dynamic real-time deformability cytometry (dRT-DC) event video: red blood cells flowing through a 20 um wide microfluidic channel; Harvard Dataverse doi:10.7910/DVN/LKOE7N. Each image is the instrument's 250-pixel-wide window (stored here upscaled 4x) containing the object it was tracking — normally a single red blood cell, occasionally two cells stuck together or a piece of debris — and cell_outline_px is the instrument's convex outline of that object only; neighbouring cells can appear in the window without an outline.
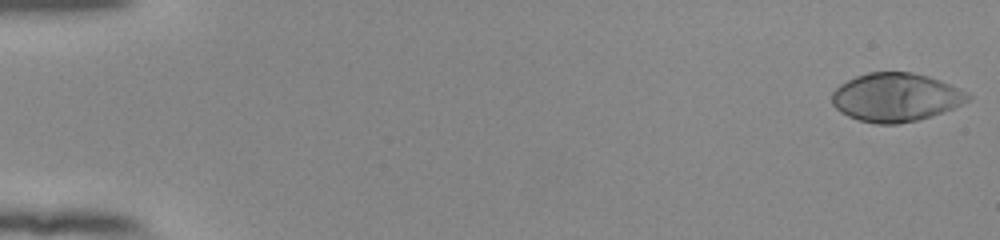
{"species": "human", "species_latin": "Homo sapiens", "temperature_condition": "room temperature", "stored_images_in_passage": 54, "camera_frame_rate_fps": 3000, "um_per_image_px": 0.085, "donor": {"sex": "female"}, "frame": {"image": 1, "passage_image": 1, "time_ms": 0.0, "image_size_px": [1000, 240], "cell_outline_px": [[972, 96], [968, 100], [952, 108], [932, 116], [916, 120], [896, 124], [876, 124], [860, 120], [848, 116], [840, 112], [832, 104], [832, 92], [840, 84], [856, 76], [868, 72], [912, 72], [928, 76], [940, 80], [968, 92]], "centroid_in_image_um": [76.13, 8.26], "position_along_channel_um": 8.9, "area_um2": 38.32}}
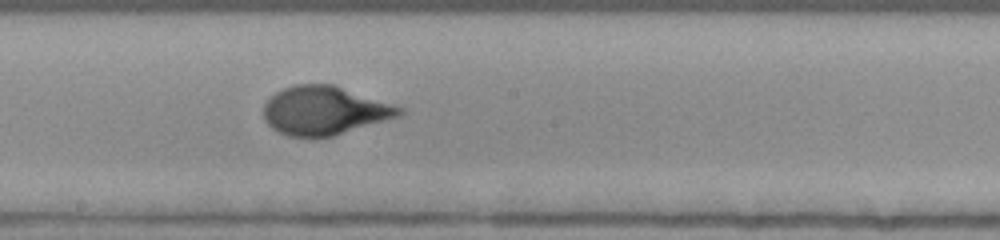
{"frame": {"image": 2, "passage_image": 31, "time_ms": 10.0, "image_size_px": [1000, 240], "cell_outline_px": [[404, 112], [400, 116], [336, 136], [288, 136], [272, 128], [264, 120], [264, 104], [276, 92], [284, 88], [296, 84], [332, 84], [404, 108]], "centroid_in_image_um": [27.59, 9.4], "position_along_channel_um": 220.6, "area_um2": 38.21}}
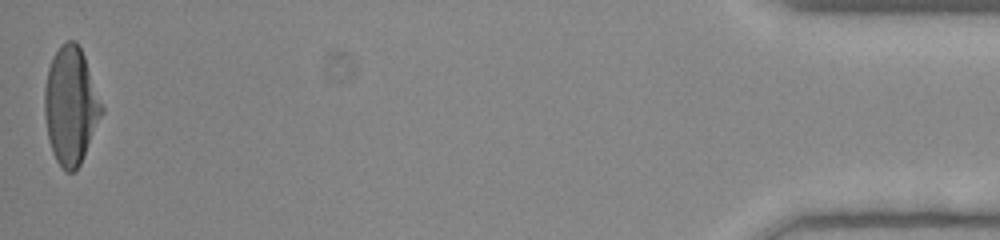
{"frame": {"image": 3, "passage_image": 54, "time_ms": 17.667, "image_size_px": [1000, 240], "cell_outline_px": [[104, 112], [80, 164], [72, 172], [68, 172], [56, 160], [52, 152], [48, 136], [44, 116], [44, 88], [48, 68], [60, 44], [68, 40], [76, 40], [84, 56], [104, 108]], "centroid_in_image_um": [6.01, 8.97], "position_along_channel_um": 429.2, "area_um2": 38.84}, "authors_computed_cell_mechanics": {"area_um2": 37.859, "velocity_mm_per_s": 3.8479, "shape_relaxation_time_tau1_ms": 4.167, "shape_relaxation_time_tau2_ms": null, "deformation_change_tau1": 0.2469, "deformation_change_tau2": null}}